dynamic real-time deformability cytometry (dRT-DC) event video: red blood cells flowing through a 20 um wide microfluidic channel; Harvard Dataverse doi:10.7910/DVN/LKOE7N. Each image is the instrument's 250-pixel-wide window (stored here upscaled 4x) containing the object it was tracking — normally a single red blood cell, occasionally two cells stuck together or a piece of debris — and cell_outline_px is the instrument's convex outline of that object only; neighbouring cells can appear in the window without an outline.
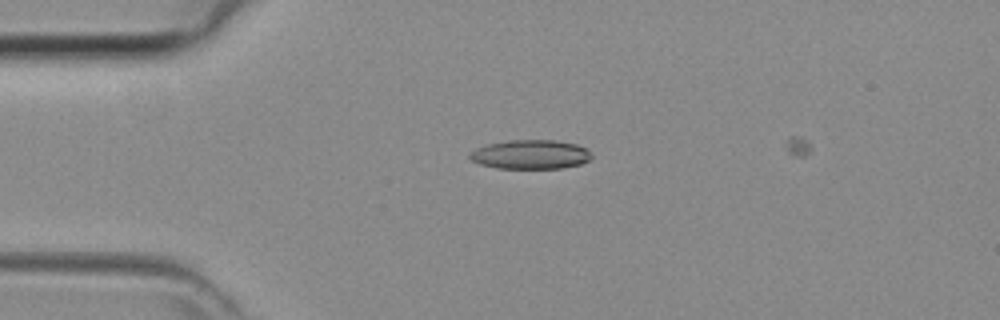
{"species": "common noctule bat (a hibernating species)", "species_latin": "Nyctalus noctula", "temperature_condition": "room temperature", "stored_images_in_passage": 16, "camera_frame_rate_fps": 3000, "um_per_image_px": 0.085, "animal": {"sex": "female", "body_mass_g": 29.2, "forearm_length_mm": 56.3}, "frame": {"image": 1, "passage_image": 11, "time_ms": 3.333, "image_size_px": [1000, 320], "cell_outline_px": [[592, 156], [588, 160], [580, 164], [560, 168], [496, 168], [480, 164], [472, 160], [468, 156], [476, 148], [488, 144], [512, 140], [556, 140], [576, 144], [584, 148]], "centroid_in_image_um": [45.08, 13.13], "position_along_channel_um": 39.9, "area_um2": 20.4}}
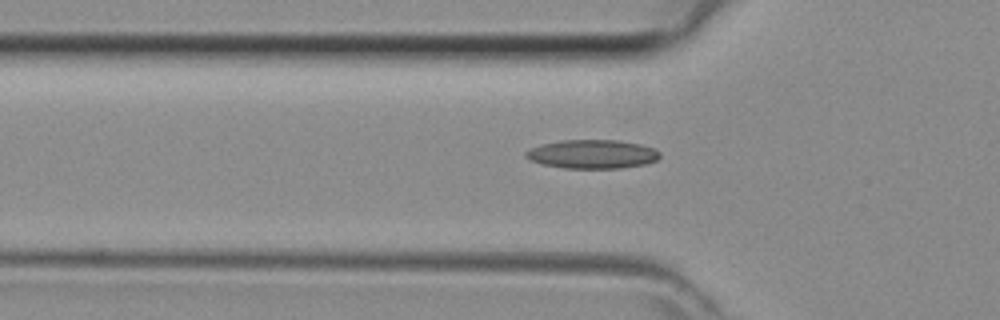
{"frame": {"image": 2, "passage_image": 15, "time_ms": 4.667, "image_size_px": [1000, 320], "cell_outline_px": [[660, 156], [656, 160], [644, 164], [620, 168], [564, 168], [540, 164], [524, 156], [524, 152], [540, 144], [560, 140], [620, 140], [640, 144], [652, 148], [660, 152]], "centroid_in_image_um": [50.32, 13.09], "position_along_channel_um": 75.5, "area_um2": 22.48}}